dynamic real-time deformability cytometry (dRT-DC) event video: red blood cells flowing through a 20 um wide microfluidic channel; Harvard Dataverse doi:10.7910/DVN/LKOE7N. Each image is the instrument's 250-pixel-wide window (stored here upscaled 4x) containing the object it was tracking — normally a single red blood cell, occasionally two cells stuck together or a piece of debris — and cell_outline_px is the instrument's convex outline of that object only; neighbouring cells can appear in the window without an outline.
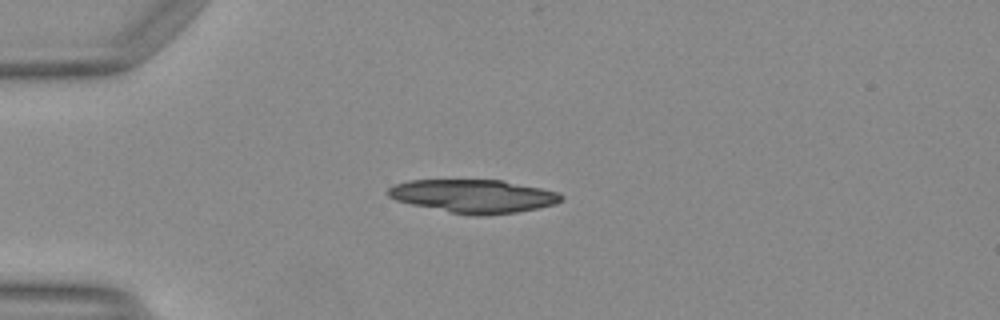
{"species": "Egyptian fruit bat (a non-hibernating species)", "species_latin": "Rousettus aegyptiacus", "temperature_condition": "warm", "stored_images_in_passage": 17, "camera_frame_rate_fps": 3000, "um_per_image_px": 0.085, "animal": {"sex": "female"}, "frame": {"image": 1, "passage_image": 12, "time_ms": 3.667, "image_size_px": [1000, 320], "cell_outline_px": [[564, 200], [556, 204], [516, 212], [484, 216], [472, 216], [412, 204], [396, 200], [388, 196], [384, 192], [388, 188], [396, 184], [408, 180], [504, 180], [560, 192], [564, 196]], "centroid_in_image_um": [40.28, 16.66], "position_along_channel_um": 44.7, "area_um2": 33.7}}